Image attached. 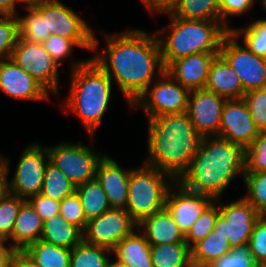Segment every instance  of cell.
<instances>
[{"mask_svg":"<svg viewBox=\"0 0 266 267\" xmlns=\"http://www.w3.org/2000/svg\"><path fill=\"white\" fill-rule=\"evenodd\" d=\"M14 267H42L33 261L23 250H18L15 260Z\"/></svg>","mask_w":266,"mask_h":267,"instance_id":"f907efd6","label":"cell"},{"mask_svg":"<svg viewBox=\"0 0 266 267\" xmlns=\"http://www.w3.org/2000/svg\"><path fill=\"white\" fill-rule=\"evenodd\" d=\"M25 201L10 192L0 200V239L7 240L11 236L20 207Z\"/></svg>","mask_w":266,"mask_h":267,"instance_id":"8d00e7d4","label":"cell"},{"mask_svg":"<svg viewBox=\"0 0 266 267\" xmlns=\"http://www.w3.org/2000/svg\"><path fill=\"white\" fill-rule=\"evenodd\" d=\"M0 90L21 101H48L50 93L12 59L0 62Z\"/></svg>","mask_w":266,"mask_h":267,"instance_id":"ac0fdd59","label":"cell"},{"mask_svg":"<svg viewBox=\"0 0 266 267\" xmlns=\"http://www.w3.org/2000/svg\"><path fill=\"white\" fill-rule=\"evenodd\" d=\"M219 212L214 229L228 237L231 248L249 244L253 228L261 215L243 196L232 202L219 199Z\"/></svg>","mask_w":266,"mask_h":267,"instance_id":"4fadbf2b","label":"cell"},{"mask_svg":"<svg viewBox=\"0 0 266 267\" xmlns=\"http://www.w3.org/2000/svg\"><path fill=\"white\" fill-rule=\"evenodd\" d=\"M230 31L222 40L219 54L240 78L245 92L266 87V59L251 52Z\"/></svg>","mask_w":266,"mask_h":267,"instance_id":"30bf717a","label":"cell"},{"mask_svg":"<svg viewBox=\"0 0 266 267\" xmlns=\"http://www.w3.org/2000/svg\"><path fill=\"white\" fill-rule=\"evenodd\" d=\"M11 59L52 95H59V64L39 43L18 40Z\"/></svg>","mask_w":266,"mask_h":267,"instance_id":"7c38bea8","label":"cell"},{"mask_svg":"<svg viewBox=\"0 0 266 267\" xmlns=\"http://www.w3.org/2000/svg\"><path fill=\"white\" fill-rule=\"evenodd\" d=\"M7 240L0 239V267H14V260L18 250ZM7 246H6V245Z\"/></svg>","mask_w":266,"mask_h":267,"instance_id":"c3c4849f","label":"cell"},{"mask_svg":"<svg viewBox=\"0 0 266 267\" xmlns=\"http://www.w3.org/2000/svg\"><path fill=\"white\" fill-rule=\"evenodd\" d=\"M46 15L47 32L73 40L81 49L95 52L99 41L85 19L60 0H50L34 8Z\"/></svg>","mask_w":266,"mask_h":267,"instance_id":"52a82bcc","label":"cell"},{"mask_svg":"<svg viewBox=\"0 0 266 267\" xmlns=\"http://www.w3.org/2000/svg\"><path fill=\"white\" fill-rule=\"evenodd\" d=\"M243 100L259 132L266 131V87L245 92Z\"/></svg>","mask_w":266,"mask_h":267,"instance_id":"ab89813d","label":"cell"},{"mask_svg":"<svg viewBox=\"0 0 266 267\" xmlns=\"http://www.w3.org/2000/svg\"><path fill=\"white\" fill-rule=\"evenodd\" d=\"M25 10L26 16L17 15L19 39L42 44L51 35L47 32L46 15H40L34 8Z\"/></svg>","mask_w":266,"mask_h":267,"instance_id":"836d02e7","label":"cell"},{"mask_svg":"<svg viewBox=\"0 0 266 267\" xmlns=\"http://www.w3.org/2000/svg\"><path fill=\"white\" fill-rule=\"evenodd\" d=\"M23 251L42 267H70L72 249L40 239L29 244Z\"/></svg>","mask_w":266,"mask_h":267,"instance_id":"4316f807","label":"cell"},{"mask_svg":"<svg viewBox=\"0 0 266 267\" xmlns=\"http://www.w3.org/2000/svg\"><path fill=\"white\" fill-rule=\"evenodd\" d=\"M76 192V185L58 168L48 162L43 178L41 194L62 201Z\"/></svg>","mask_w":266,"mask_h":267,"instance_id":"4dcf8cb0","label":"cell"},{"mask_svg":"<svg viewBox=\"0 0 266 267\" xmlns=\"http://www.w3.org/2000/svg\"><path fill=\"white\" fill-rule=\"evenodd\" d=\"M112 251L82 240L73 249L70 267H106Z\"/></svg>","mask_w":266,"mask_h":267,"instance_id":"1f68e13d","label":"cell"},{"mask_svg":"<svg viewBox=\"0 0 266 267\" xmlns=\"http://www.w3.org/2000/svg\"><path fill=\"white\" fill-rule=\"evenodd\" d=\"M258 267H266V262L259 264Z\"/></svg>","mask_w":266,"mask_h":267,"instance_id":"9f6ffc18","label":"cell"},{"mask_svg":"<svg viewBox=\"0 0 266 267\" xmlns=\"http://www.w3.org/2000/svg\"><path fill=\"white\" fill-rule=\"evenodd\" d=\"M42 45L59 65H61L68 56H72L75 47L79 48L73 40L54 34L50 35Z\"/></svg>","mask_w":266,"mask_h":267,"instance_id":"ee69618b","label":"cell"},{"mask_svg":"<svg viewBox=\"0 0 266 267\" xmlns=\"http://www.w3.org/2000/svg\"><path fill=\"white\" fill-rule=\"evenodd\" d=\"M205 89L226 100L242 99L245 95L240 78L220 54L211 63Z\"/></svg>","mask_w":266,"mask_h":267,"instance_id":"44dd1931","label":"cell"},{"mask_svg":"<svg viewBox=\"0 0 266 267\" xmlns=\"http://www.w3.org/2000/svg\"><path fill=\"white\" fill-rule=\"evenodd\" d=\"M17 0H0V14L17 16L20 14L17 9Z\"/></svg>","mask_w":266,"mask_h":267,"instance_id":"816d5d0a","label":"cell"},{"mask_svg":"<svg viewBox=\"0 0 266 267\" xmlns=\"http://www.w3.org/2000/svg\"><path fill=\"white\" fill-rule=\"evenodd\" d=\"M76 193L81 200L87 221L99 217L111 208L96 178L76 186Z\"/></svg>","mask_w":266,"mask_h":267,"instance_id":"f1b7e54d","label":"cell"},{"mask_svg":"<svg viewBox=\"0 0 266 267\" xmlns=\"http://www.w3.org/2000/svg\"><path fill=\"white\" fill-rule=\"evenodd\" d=\"M219 52L192 54L171 62L165 71L189 91L205 88L209 69Z\"/></svg>","mask_w":266,"mask_h":267,"instance_id":"ffe728a7","label":"cell"},{"mask_svg":"<svg viewBox=\"0 0 266 267\" xmlns=\"http://www.w3.org/2000/svg\"><path fill=\"white\" fill-rule=\"evenodd\" d=\"M67 222L78 227L82 232L87 225V219L81 204V200L77 193L65 197L60 201V213Z\"/></svg>","mask_w":266,"mask_h":267,"instance_id":"b9f144b4","label":"cell"},{"mask_svg":"<svg viewBox=\"0 0 266 267\" xmlns=\"http://www.w3.org/2000/svg\"><path fill=\"white\" fill-rule=\"evenodd\" d=\"M111 259L112 258H110L109 261L107 262L106 267H128L124 263L119 262L117 259H115V261Z\"/></svg>","mask_w":266,"mask_h":267,"instance_id":"db71d44e","label":"cell"},{"mask_svg":"<svg viewBox=\"0 0 266 267\" xmlns=\"http://www.w3.org/2000/svg\"><path fill=\"white\" fill-rule=\"evenodd\" d=\"M257 0H219V9L221 22L231 30L233 27L228 26V17L241 16L249 13L254 7Z\"/></svg>","mask_w":266,"mask_h":267,"instance_id":"f6af8a7d","label":"cell"},{"mask_svg":"<svg viewBox=\"0 0 266 267\" xmlns=\"http://www.w3.org/2000/svg\"><path fill=\"white\" fill-rule=\"evenodd\" d=\"M43 222L37 212L25 201L20 207L11 236L7 241L11 242L10 244L17 250H24L29 244L40 240Z\"/></svg>","mask_w":266,"mask_h":267,"instance_id":"cb8c5ba5","label":"cell"},{"mask_svg":"<svg viewBox=\"0 0 266 267\" xmlns=\"http://www.w3.org/2000/svg\"><path fill=\"white\" fill-rule=\"evenodd\" d=\"M145 8L157 15L171 13L177 6L179 0H140Z\"/></svg>","mask_w":266,"mask_h":267,"instance_id":"7dc6e473","label":"cell"},{"mask_svg":"<svg viewBox=\"0 0 266 267\" xmlns=\"http://www.w3.org/2000/svg\"><path fill=\"white\" fill-rule=\"evenodd\" d=\"M190 91L175 81L166 71L153 81L148 89L131 106L141 107L147 119L167 113L187 111Z\"/></svg>","mask_w":266,"mask_h":267,"instance_id":"9c48e42d","label":"cell"},{"mask_svg":"<svg viewBox=\"0 0 266 267\" xmlns=\"http://www.w3.org/2000/svg\"><path fill=\"white\" fill-rule=\"evenodd\" d=\"M106 47L90 58L116 82L129 108L165 72L155 32L127 29L103 33Z\"/></svg>","mask_w":266,"mask_h":267,"instance_id":"6da1fadb","label":"cell"},{"mask_svg":"<svg viewBox=\"0 0 266 267\" xmlns=\"http://www.w3.org/2000/svg\"><path fill=\"white\" fill-rule=\"evenodd\" d=\"M261 4H262L263 8L266 10V0H262V1H261ZM265 12H266V11H265Z\"/></svg>","mask_w":266,"mask_h":267,"instance_id":"11a10c76","label":"cell"},{"mask_svg":"<svg viewBox=\"0 0 266 267\" xmlns=\"http://www.w3.org/2000/svg\"><path fill=\"white\" fill-rule=\"evenodd\" d=\"M132 168H121L106 153L96 168V180L103 188L111 208L125 209L128 199V183Z\"/></svg>","mask_w":266,"mask_h":267,"instance_id":"d6986e66","label":"cell"},{"mask_svg":"<svg viewBox=\"0 0 266 267\" xmlns=\"http://www.w3.org/2000/svg\"><path fill=\"white\" fill-rule=\"evenodd\" d=\"M254 54L266 59V18L256 19L244 28L230 30Z\"/></svg>","mask_w":266,"mask_h":267,"instance_id":"d6a6232c","label":"cell"},{"mask_svg":"<svg viewBox=\"0 0 266 267\" xmlns=\"http://www.w3.org/2000/svg\"><path fill=\"white\" fill-rule=\"evenodd\" d=\"M71 68L69 93L62 108L65 114L77 116L93 138L109 108L113 81L91 58L71 60Z\"/></svg>","mask_w":266,"mask_h":267,"instance_id":"277c9868","label":"cell"},{"mask_svg":"<svg viewBox=\"0 0 266 267\" xmlns=\"http://www.w3.org/2000/svg\"><path fill=\"white\" fill-rule=\"evenodd\" d=\"M19 40L17 16H0V62L11 59L13 48Z\"/></svg>","mask_w":266,"mask_h":267,"instance_id":"74e56055","label":"cell"},{"mask_svg":"<svg viewBox=\"0 0 266 267\" xmlns=\"http://www.w3.org/2000/svg\"><path fill=\"white\" fill-rule=\"evenodd\" d=\"M248 246L258 265L266 262V216H261L255 223Z\"/></svg>","mask_w":266,"mask_h":267,"instance_id":"7bdbcfd3","label":"cell"},{"mask_svg":"<svg viewBox=\"0 0 266 267\" xmlns=\"http://www.w3.org/2000/svg\"><path fill=\"white\" fill-rule=\"evenodd\" d=\"M208 267H258L248 245L232 248Z\"/></svg>","mask_w":266,"mask_h":267,"instance_id":"60d3db41","label":"cell"},{"mask_svg":"<svg viewBox=\"0 0 266 267\" xmlns=\"http://www.w3.org/2000/svg\"><path fill=\"white\" fill-rule=\"evenodd\" d=\"M219 212V199H216L192 224L185 234V242L192 248L204 239L212 230Z\"/></svg>","mask_w":266,"mask_h":267,"instance_id":"d590c367","label":"cell"},{"mask_svg":"<svg viewBox=\"0 0 266 267\" xmlns=\"http://www.w3.org/2000/svg\"><path fill=\"white\" fill-rule=\"evenodd\" d=\"M9 157L0 155V200L8 193Z\"/></svg>","mask_w":266,"mask_h":267,"instance_id":"681fc988","label":"cell"},{"mask_svg":"<svg viewBox=\"0 0 266 267\" xmlns=\"http://www.w3.org/2000/svg\"><path fill=\"white\" fill-rule=\"evenodd\" d=\"M243 196L261 216H266V172H245Z\"/></svg>","mask_w":266,"mask_h":267,"instance_id":"e575fe53","label":"cell"},{"mask_svg":"<svg viewBox=\"0 0 266 267\" xmlns=\"http://www.w3.org/2000/svg\"><path fill=\"white\" fill-rule=\"evenodd\" d=\"M40 239L56 246L73 249L83 240V233L60 214H56L43 222Z\"/></svg>","mask_w":266,"mask_h":267,"instance_id":"d4e9b609","label":"cell"},{"mask_svg":"<svg viewBox=\"0 0 266 267\" xmlns=\"http://www.w3.org/2000/svg\"><path fill=\"white\" fill-rule=\"evenodd\" d=\"M148 121V156L145 164L164 171L176 181L202 148L199 134L187 112L167 113Z\"/></svg>","mask_w":266,"mask_h":267,"instance_id":"7a4b0ae2","label":"cell"},{"mask_svg":"<svg viewBox=\"0 0 266 267\" xmlns=\"http://www.w3.org/2000/svg\"><path fill=\"white\" fill-rule=\"evenodd\" d=\"M82 144L61 142L56 146H47L49 162L76 186L95 179L97 165L105 155Z\"/></svg>","mask_w":266,"mask_h":267,"instance_id":"ba28073f","label":"cell"},{"mask_svg":"<svg viewBox=\"0 0 266 267\" xmlns=\"http://www.w3.org/2000/svg\"><path fill=\"white\" fill-rule=\"evenodd\" d=\"M245 150L222 136H205L202 148L177 180L185 189L220 199L245 173Z\"/></svg>","mask_w":266,"mask_h":267,"instance_id":"3957f363","label":"cell"},{"mask_svg":"<svg viewBox=\"0 0 266 267\" xmlns=\"http://www.w3.org/2000/svg\"><path fill=\"white\" fill-rule=\"evenodd\" d=\"M214 201L213 197L191 192L176 181L168 190L165 207L173 216L179 229L186 234L195 220Z\"/></svg>","mask_w":266,"mask_h":267,"instance_id":"e0dca14e","label":"cell"},{"mask_svg":"<svg viewBox=\"0 0 266 267\" xmlns=\"http://www.w3.org/2000/svg\"><path fill=\"white\" fill-rule=\"evenodd\" d=\"M175 182L168 173L145 163L132 168L125 210L139 224L144 218L165 208L168 190Z\"/></svg>","mask_w":266,"mask_h":267,"instance_id":"8992f818","label":"cell"},{"mask_svg":"<svg viewBox=\"0 0 266 267\" xmlns=\"http://www.w3.org/2000/svg\"><path fill=\"white\" fill-rule=\"evenodd\" d=\"M225 101V98L205 88L190 91L186 112L199 134L219 136Z\"/></svg>","mask_w":266,"mask_h":267,"instance_id":"9a60e30c","label":"cell"},{"mask_svg":"<svg viewBox=\"0 0 266 267\" xmlns=\"http://www.w3.org/2000/svg\"><path fill=\"white\" fill-rule=\"evenodd\" d=\"M47 1L50 0H17V4H23L24 9H32Z\"/></svg>","mask_w":266,"mask_h":267,"instance_id":"f5cc1de1","label":"cell"},{"mask_svg":"<svg viewBox=\"0 0 266 267\" xmlns=\"http://www.w3.org/2000/svg\"><path fill=\"white\" fill-rule=\"evenodd\" d=\"M137 226L138 224L125 209L110 208L99 217L87 221L86 228L82 232L83 240L112 251Z\"/></svg>","mask_w":266,"mask_h":267,"instance_id":"5bb4252c","label":"cell"},{"mask_svg":"<svg viewBox=\"0 0 266 267\" xmlns=\"http://www.w3.org/2000/svg\"><path fill=\"white\" fill-rule=\"evenodd\" d=\"M112 255L128 267H153L151 244L138 228L115 246Z\"/></svg>","mask_w":266,"mask_h":267,"instance_id":"603a6c76","label":"cell"},{"mask_svg":"<svg viewBox=\"0 0 266 267\" xmlns=\"http://www.w3.org/2000/svg\"><path fill=\"white\" fill-rule=\"evenodd\" d=\"M29 144L19 158L13 177L8 179V192L24 199L41 193L45 168L49 162L47 146Z\"/></svg>","mask_w":266,"mask_h":267,"instance_id":"8fae6325","label":"cell"},{"mask_svg":"<svg viewBox=\"0 0 266 267\" xmlns=\"http://www.w3.org/2000/svg\"><path fill=\"white\" fill-rule=\"evenodd\" d=\"M43 221L60 213V201L53 200L41 193L32 195L26 199Z\"/></svg>","mask_w":266,"mask_h":267,"instance_id":"bcb514c9","label":"cell"},{"mask_svg":"<svg viewBox=\"0 0 266 267\" xmlns=\"http://www.w3.org/2000/svg\"><path fill=\"white\" fill-rule=\"evenodd\" d=\"M171 14L188 20L221 22L219 0H179Z\"/></svg>","mask_w":266,"mask_h":267,"instance_id":"f546056e","label":"cell"},{"mask_svg":"<svg viewBox=\"0 0 266 267\" xmlns=\"http://www.w3.org/2000/svg\"><path fill=\"white\" fill-rule=\"evenodd\" d=\"M231 249L228 237L214 229L191 248L192 265L193 267H208Z\"/></svg>","mask_w":266,"mask_h":267,"instance_id":"484cf974","label":"cell"},{"mask_svg":"<svg viewBox=\"0 0 266 267\" xmlns=\"http://www.w3.org/2000/svg\"><path fill=\"white\" fill-rule=\"evenodd\" d=\"M167 15L169 23L154 31L165 68L171 62L192 54L219 52L223 38L230 32L222 22L188 20L171 13Z\"/></svg>","mask_w":266,"mask_h":267,"instance_id":"5b68a950","label":"cell"},{"mask_svg":"<svg viewBox=\"0 0 266 267\" xmlns=\"http://www.w3.org/2000/svg\"><path fill=\"white\" fill-rule=\"evenodd\" d=\"M259 133L243 98L225 101L219 136L240 145L245 150Z\"/></svg>","mask_w":266,"mask_h":267,"instance_id":"2e32d148","label":"cell"},{"mask_svg":"<svg viewBox=\"0 0 266 267\" xmlns=\"http://www.w3.org/2000/svg\"><path fill=\"white\" fill-rule=\"evenodd\" d=\"M137 228L150 244L185 242V234L179 229L166 207L144 218Z\"/></svg>","mask_w":266,"mask_h":267,"instance_id":"7402d4cb","label":"cell"},{"mask_svg":"<svg viewBox=\"0 0 266 267\" xmlns=\"http://www.w3.org/2000/svg\"><path fill=\"white\" fill-rule=\"evenodd\" d=\"M153 267H193L186 242L151 244Z\"/></svg>","mask_w":266,"mask_h":267,"instance_id":"83f0119b","label":"cell"},{"mask_svg":"<svg viewBox=\"0 0 266 267\" xmlns=\"http://www.w3.org/2000/svg\"><path fill=\"white\" fill-rule=\"evenodd\" d=\"M245 172H266V131L245 149Z\"/></svg>","mask_w":266,"mask_h":267,"instance_id":"f35d334b","label":"cell"}]
</instances>
